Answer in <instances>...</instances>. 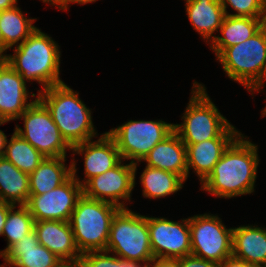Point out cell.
I'll return each mask as SVG.
<instances>
[{"instance_id": "obj_30", "label": "cell", "mask_w": 266, "mask_h": 267, "mask_svg": "<svg viewBox=\"0 0 266 267\" xmlns=\"http://www.w3.org/2000/svg\"><path fill=\"white\" fill-rule=\"evenodd\" d=\"M108 251H90L81 254V267H117V256Z\"/></svg>"}, {"instance_id": "obj_35", "label": "cell", "mask_w": 266, "mask_h": 267, "mask_svg": "<svg viewBox=\"0 0 266 267\" xmlns=\"http://www.w3.org/2000/svg\"><path fill=\"white\" fill-rule=\"evenodd\" d=\"M4 123H7V122L0 121V126L3 125ZM6 142H7V136L2 130H0V157L4 156Z\"/></svg>"}, {"instance_id": "obj_8", "label": "cell", "mask_w": 266, "mask_h": 267, "mask_svg": "<svg viewBox=\"0 0 266 267\" xmlns=\"http://www.w3.org/2000/svg\"><path fill=\"white\" fill-rule=\"evenodd\" d=\"M174 131V124L162 120H130L107 132L115 141L123 160L138 164Z\"/></svg>"}, {"instance_id": "obj_24", "label": "cell", "mask_w": 266, "mask_h": 267, "mask_svg": "<svg viewBox=\"0 0 266 267\" xmlns=\"http://www.w3.org/2000/svg\"><path fill=\"white\" fill-rule=\"evenodd\" d=\"M29 197V174L19 170L4 156L0 157V201L26 205Z\"/></svg>"}, {"instance_id": "obj_3", "label": "cell", "mask_w": 266, "mask_h": 267, "mask_svg": "<svg viewBox=\"0 0 266 267\" xmlns=\"http://www.w3.org/2000/svg\"><path fill=\"white\" fill-rule=\"evenodd\" d=\"M79 93L61 83L38 90L37 98L49 110L61 136L72 147L97 136L91 110L79 98Z\"/></svg>"}, {"instance_id": "obj_40", "label": "cell", "mask_w": 266, "mask_h": 267, "mask_svg": "<svg viewBox=\"0 0 266 267\" xmlns=\"http://www.w3.org/2000/svg\"><path fill=\"white\" fill-rule=\"evenodd\" d=\"M57 267H81L80 261H62Z\"/></svg>"}, {"instance_id": "obj_13", "label": "cell", "mask_w": 266, "mask_h": 267, "mask_svg": "<svg viewBox=\"0 0 266 267\" xmlns=\"http://www.w3.org/2000/svg\"><path fill=\"white\" fill-rule=\"evenodd\" d=\"M82 194V186L71 176L47 193L30 195L26 206L35 221H69Z\"/></svg>"}, {"instance_id": "obj_25", "label": "cell", "mask_w": 266, "mask_h": 267, "mask_svg": "<svg viewBox=\"0 0 266 267\" xmlns=\"http://www.w3.org/2000/svg\"><path fill=\"white\" fill-rule=\"evenodd\" d=\"M35 20L34 18H26L17 5L0 11L1 56L9 48L23 43L35 31L37 28L33 25Z\"/></svg>"}, {"instance_id": "obj_20", "label": "cell", "mask_w": 266, "mask_h": 267, "mask_svg": "<svg viewBox=\"0 0 266 267\" xmlns=\"http://www.w3.org/2000/svg\"><path fill=\"white\" fill-rule=\"evenodd\" d=\"M232 255L255 267H265L266 228L252 225L233 228Z\"/></svg>"}, {"instance_id": "obj_36", "label": "cell", "mask_w": 266, "mask_h": 267, "mask_svg": "<svg viewBox=\"0 0 266 267\" xmlns=\"http://www.w3.org/2000/svg\"><path fill=\"white\" fill-rule=\"evenodd\" d=\"M117 267H148V266L137 264L135 262H127L117 256Z\"/></svg>"}, {"instance_id": "obj_22", "label": "cell", "mask_w": 266, "mask_h": 267, "mask_svg": "<svg viewBox=\"0 0 266 267\" xmlns=\"http://www.w3.org/2000/svg\"><path fill=\"white\" fill-rule=\"evenodd\" d=\"M264 18L234 17L226 15L219 28L222 36H215L210 48L216 57L227 47L239 44L251 38L263 26Z\"/></svg>"}, {"instance_id": "obj_5", "label": "cell", "mask_w": 266, "mask_h": 267, "mask_svg": "<svg viewBox=\"0 0 266 267\" xmlns=\"http://www.w3.org/2000/svg\"><path fill=\"white\" fill-rule=\"evenodd\" d=\"M127 262L149 264L154 260L150 244L148 216L120 208L110 225L106 250Z\"/></svg>"}, {"instance_id": "obj_6", "label": "cell", "mask_w": 266, "mask_h": 267, "mask_svg": "<svg viewBox=\"0 0 266 267\" xmlns=\"http://www.w3.org/2000/svg\"><path fill=\"white\" fill-rule=\"evenodd\" d=\"M119 209L112 203L90 199L82 194L69 220L81 254L106 250L111 221Z\"/></svg>"}, {"instance_id": "obj_28", "label": "cell", "mask_w": 266, "mask_h": 267, "mask_svg": "<svg viewBox=\"0 0 266 267\" xmlns=\"http://www.w3.org/2000/svg\"><path fill=\"white\" fill-rule=\"evenodd\" d=\"M13 205L9 211L5 221L4 229L1 236H6L7 247L0 251V256L14 243H18L19 239L34 230L35 220L29 212L26 205Z\"/></svg>"}, {"instance_id": "obj_43", "label": "cell", "mask_w": 266, "mask_h": 267, "mask_svg": "<svg viewBox=\"0 0 266 267\" xmlns=\"http://www.w3.org/2000/svg\"><path fill=\"white\" fill-rule=\"evenodd\" d=\"M0 55H1V30H0Z\"/></svg>"}, {"instance_id": "obj_38", "label": "cell", "mask_w": 266, "mask_h": 267, "mask_svg": "<svg viewBox=\"0 0 266 267\" xmlns=\"http://www.w3.org/2000/svg\"><path fill=\"white\" fill-rule=\"evenodd\" d=\"M95 1H97V0H69L60 10H67L68 9V5L70 4V3H77V4H87V3H93V2H95Z\"/></svg>"}, {"instance_id": "obj_10", "label": "cell", "mask_w": 266, "mask_h": 267, "mask_svg": "<svg viewBox=\"0 0 266 267\" xmlns=\"http://www.w3.org/2000/svg\"><path fill=\"white\" fill-rule=\"evenodd\" d=\"M191 255L221 264L232 256V231L213 214L189 217Z\"/></svg>"}, {"instance_id": "obj_41", "label": "cell", "mask_w": 266, "mask_h": 267, "mask_svg": "<svg viewBox=\"0 0 266 267\" xmlns=\"http://www.w3.org/2000/svg\"><path fill=\"white\" fill-rule=\"evenodd\" d=\"M264 29H265V31H266V16H265V18H264V20H263V26H262Z\"/></svg>"}, {"instance_id": "obj_32", "label": "cell", "mask_w": 266, "mask_h": 267, "mask_svg": "<svg viewBox=\"0 0 266 267\" xmlns=\"http://www.w3.org/2000/svg\"><path fill=\"white\" fill-rule=\"evenodd\" d=\"M219 267H255L241 259L234 257L233 255L225 259Z\"/></svg>"}, {"instance_id": "obj_19", "label": "cell", "mask_w": 266, "mask_h": 267, "mask_svg": "<svg viewBox=\"0 0 266 267\" xmlns=\"http://www.w3.org/2000/svg\"><path fill=\"white\" fill-rule=\"evenodd\" d=\"M142 161H146L147 166L175 173L187 180L186 145L175 131L159 142Z\"/></svg>"}, {"instance_id": "obj_2", "label": "cell", "mask_w": 266, "mask_h": 267, "mask_svg": "<svg viewBox=\"0 0 266 267\" xmlns=\"http://www.w3.org/2000/svg\"><path fill=\"white\" fill-rule=\"evenodd\" d=\"M60 57L58 44L39 28L14 48V54L3 55V59L22 76L25 82L37 81L41 84L42 91L64 83L59 75Z\"/></svg>"}, {"instance_id": "obj_7", "label": "cell", "mask_w": 266, "mask_h": 267, "mask_svg": "<svg viewBox=\"0 0 266 267\" xmlns=\"http://www.w3.org/2000/svg\"><path fill=\"white\" fill-rule=\"evenodd\" d=\"M188 106L181 117L183 123L174 124V131L184 144H197L217 138L230 123L211 101L204 85L194 82Z\"/></svg>"}, {"instance_id": "obj_23", "label": "cell", "mask_w": 266, "mask_h": 267, "mask_svg": "<svg viewBox=\"0 0 266 267\" xmlns=\"http://www.w3.org/2000/svg\"><path fill=\"white\" fill-rule=\"evenodd\" d=\"M66 157H47L29 174L30 195H41L55 189L72 176L71 164L65 165Z\"/></svg>"}, {"instance_id": "obj_4", "label": "cell", "mask_w": 266, "mask_h": 267, "mask_svg": "<svg viewBox=\"0 0 266 267\" xmlns=\"http://www.w3.org/2000/svg\"><path fill=\"white\" fill-rule=\"evenodd\" d=\"M228 78L249 92L259 93L266 81V31L262 27L251 38L225 48L217 57Z\"/></svg>"}, {"instance_id": "obj_11", "label": "cell", "mask_w": 266, "mask_h": 267, "mask_svg": "<svg viewBox=\"0 0 266 267\" xmlns=\"http://www.w3.org/2000/svg\"><path fill=\"white\" fill-rule=\"evenodd\" d=\"M148 229L154 259L177 260L191 255L189 218L176 222L148 216Z\"/></svg>"}, {"instance_id": "obj_42", "label": "cell", "mask_w": 266, "mask_h": 267, "mask_svg": "<svg viewBox=\"0 0 266 267\" xmlns=\"http://www.w3.org/2000/svg\"><path fill=\"white\" fill-rule=\"evenodd\" d=\"M261 113H262V116L261 117H263V116L266 115V107L263 109V111H261Z\"/></svg>"}, {"instance_id": "obj_18", "label": "cell", "mask_w": 266, "mask_h": 267, "mask_svg": "<svg viewBox=\"0 0 266 267\" xmlns=\"http://www.w3.org/2000/svg\"><path fill=\"white\" fill-rule=\"evenodd\" d=\"M38 241L62 261L80 260L79 252L69 221H35Z\"/></svg>"}, {"instance_id": "obj_14", "label": "cell", "mask_w": 266, "mask_h": 267, "mask_svg": "<svg viewBox=\"0 0 266 267\" xmlns=\"http://www.w3.org/2000/svg\"><path fill=\"white\" fill-rule=\"evenodd\" d=\"M71 150L74 152L72 155L84 154L85 178L82 181L76 176V162H71L72 176L81 186L91 178L116 167L123 160L114 139L107 132L103 133L98 140L91 139L73 145Z\"/></svg>"}, {"instance_id": "obj_34", "label": "cell", "mask_w": 266, "mask_h": 267, "mask_svg": "<svg viewBox=\"0 0 266 267\" xmlns=\"http://www.w3.org/2000/svg\"><path fill=\"white\" fill-rule=\"evenodd\" d=\"M148 267H179L177 260L154 259Z\"/></svg>"}, {"instance_id": "obj_27", "label": "cell", "mask_w": 266, "mask_h": 267, "mask_svg": "<svg viewBox=\"0 0 266 267\" xmlns=\"http://www.w3.org/2000/svg\"><path fill=\"white\" fill-rule=\"evenodd\" d=\"M4 157L27 174L33 173L45 159L37 149L15 131L11 139L6 142Z\"/></svg>"}, {"instance_id": "obj_15", "label": "cell", "mask_w": 266, "mask_h": 267, "mask_svg": "<svg viewBox=\"0 0 266 267\" xmlns=\"http://www.w3.org/2000/svg\"><path fill=\"white\" fill-rule=\"evenodd\" d=\"M241 134L230 124L217 138L197 144H185L187 150V178L190 168L202 183L213 171L228 146Z\"/></svg>"}, {"instance_id": "obj_29", "label": "cell", "mask_w": 266, "mask_h": 267, "mask_svg": "<svg viewBox=\"0 0 266 267\" xmlns=\"http://www.w3.org/2000/svg\"><path fill=\"white\" fill-rule=\"evenodd\" d=\"M225 15L234 17L265 18L266 0H220ZM228 6H231L236 13L229 14Z\"/></svg>"}, {"instance_id": "obj_12", "label": "cell", "mask_w": 266, "mask_h": 267, "mask_svg": "<svg viewBox=\"0 0 266 267\" xmlns=\"http://www.w3.org/2000/svg\"><path fill=\"white\" fill-rule=\"evenodd\" d=\"M88 180L83 186V195L95 200L112 203L119 208L125 207L135 187L137 164H122ZM121 200H124L121 202Z\"/></svg>"}, {"instance_id": "obj_33", "label": "cell", "mask_w": 266, "mask_h": 267, "mask_svg": "<svg viewBox=\"0 0 266 267\" xmlns=\"http://www.w3.org/2000/svg\"><path fill=\"white\" fill-rule=\"evenodd\" d=\"M12 206L13 205L10 203L0 201V236L2 235L4 229L8 211Z\"/></svg>"}, {"instance_id": "obj_21", "label": "cell", "mask_w": 266, "mask_h": 267, "mask_svg": "<svg viewBox=\"0 0 266 267\" xmlns=\"http://www.w3.org/2000/svg\"><path fill=\"white\" fill-rule=\"evenodd\" d=\"M186 14L193 28L209 43L226 16L220 0H186ZM212 37V38H211ZM210 40V41H209Z\"/></svg>"}, {"instance_id": "obj_37", "label": "cell", "mask_w": 266, "mask_h": 267, "mask_svg": "<svg viewBox=\"0 0 266 267\" xmlns=\"http://www.w3.org/2000/svg\"><path fill=\"white\" fill-rule=\"evenodd\" d=\"M17 5V0H0V11L13 8Z\"/></svg>"}, {"instance_id": "obj_31", "label": "cell", "mask_w": 266, "mask_h": 267, "mask_svg": "<svg viewBox=\"0 0 266 267\" xmlns=\"http://www.w3.org/2000/svg\"><path fill=\"white\" fill-rule=\"evenodd\" d=\"M179 267H219V264L193 255L177 259Z\"/></svg>"}, {"instance_id": "obj_9", "label": "cell", "mask_w": 266, "mask_h": 267, "mask_svg": "<svg viewBox=\"0 0 266 267\" xmlns=\"http://www.w3.org/2000/svg\"><path fill=\"white\" fill-rule=\"evenodd\" d=\"M20 118L24 120V130L16 125L14 131L45 158L66 157V151H71L72 147L61 136L49 110L37 97Z\"/></svg>"}, {"instance_id": "obj_17", "label": "cell", "mask_w": 266, "mask_h": 267, "mask_svg": "<svg viewBox=\"0 0 266 267\" xmlns=\"http://www.w3.org/2000/svg\"><path fill=\"white\" fill-rule=\"evenodd\" d=\"M0 257L13 267H57L62 260L41 245L35 230L11 245ZM8 264V265H7Z\"/></svg>"}, {"instance_id": "obj_39", "label": "cell", "mask_w": 266, "mask_h": 267, "mask_svg": "<svg viewBox=\"0 0 266 267\" xmlns=\"http://www.w3.org/2000/svg\"><path fill=\"white\" fill-rule=\"evenodd\" d=\"M43 3H51L52 6H58L61 9L69 0H42Z\"/></svg>"}, {"instance_id": "obj_16", "label": "cell", "mask_w": 266, "mask_h": 267, "mask_svg": "<svg viewBox=\"0 0 266 267\" xmlns=\"http://www.w3.org/2000/svg\"><path fill=\"white\" fill-rule=\"evenodd\" d=\"M26 82L4 59L0 61V121L19 119L35 101L27 102ZM29 95V96H28Z\"/></svg>"}, {"instance_id": "obj_1", "label": "cell", "mask_w": 266, "mask_h": 267, "mask_svg": "<svg viewBox=\"0 0 266 267\" xmlns=\"http://www.w3.org/2000/svg\"><path fill=\"white\" fill-rule=\"evenodd\" d=\"M241 133L224 151L213 171L201 183V189L220 198L254 192L260 162L257 145Z\"/></svg>"}, {"instance_id": "obj_26", "label": "cell", "mask_w": 266, "mask_h": 267, "mask_svg": "<svg viewBox=\"0 0 266 267\" xmlns=\"http://www.w3.org/2000/svg\"><path fill=\"white\" fill-rule=\"evenodd\" d=\"M143 196L146 198H162L182 189L184 180L177 174L158 168L145 166L140 176Z\"/></svg>"}]
</instances>
